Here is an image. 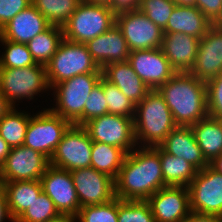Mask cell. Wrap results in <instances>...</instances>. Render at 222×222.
Returning a JSON list of instances; mask_svg holds the SVG:
<instances>
[{"mask_svg":"<svg viewBox=\"0 0 222 222\" xmlns=\"http://www.w3.org/2000/svg\"><path fill=\"white\" fill-rule=\"evenodd\" d=\"M118 222H155V220L147 201L118 198Z\"/></svg>","mask_w":222,"mask_h":222,"instance_id":"cell-35","label":"cell"},{"mask_svg":"<svg viewBox=\"0 0 222 222\" xmlns=\"http://www.w3.org/2000/svg\"><path fill=\"white\" fill-rule=\"evenodd\" d=\"M32 4V0H0V30L20 11Z\"/></svg>","mask_w":222,"mask_h":222,"instance_id":"cell-40","label":"cell"},{"mask_svg":"<svg viewBox=\"0 0 222 222\" xmlns=\"http://www.w3.org/2000/svg\"><path fill=\"white\" fill-rule=\"evenodd\" d=\"M83 127L92 142H100L123 149L127 154L136 147L134 117L105 114L86 122Z\"/></svg>","mask_w":222,"mask_h":222,"instance_id":"cell-9","label":"cell"},{"mask_svg":"<svg viewBox=\"0 0 222 222\" xmlns=\"http://www.w3.org/2000/svg\"><path fill=\"white\" fill-rule=\"evenodd\" d=\"M138 147L126 155L115 179V196L121 200L146 201L167 187L159 153L153 147Z\"/></svg>","mask_w":222,"mask_h":222,"instance_id":"cell-1","label":"cell"},{"mask_svg":"<svg viewBox=\"0 0 222 222\" xmlns=\"http://www.w3.org/2000/svg\"><path fill=\"white\" fill-rule=\"evenodd\" d=\"M72 124L50 109L31 116L23 146L37 151L49 159L54 154L64 133Z\"/></svg>","mask_w":222,"mask_h":222,"instance_id":"cell-8","label":"cell"},{"mask_svg":"<svg viewBox=\"0 0 222 222\" xmlns=\"http://www.w3.org/2000/svg\"><path fill=\"white\" fill-rule=\"evenodd\" d=\"M187 188L191 212L222 216V174L208 165Z\"/></svg>","mask_w":222,"mask_h":222,"instance_id":"cell-11","label":"cell"},{"mask_svg":"<svg viewBox=\"0 0 222 222\" xmlns=\"http://www.w3.org/2000/svg\"><path fill=\"white\" fill-rule=\"evenodd\" d=\"M79 222H118V198L110 202L81 207L76 221Z\"/></svg>","mask_w":222,"mask_h":222,"instance_id":"cell-36","label":"cell"},{"mask_svg":"<svg viewBox=\"0 0 222 222\" xmlns=\"http://www.w3.org/2000/svg\"><path fill=\"white\" fill-rule=\"evenodd\" d=\"M50 26L48 20L31 4L0 30V36L15 43L27 44Z\"/></svg>","mask_w":222,"mask_h":222,"instance_id":"cell-20","label":"cell"},{"mask_svg":"<svg viewBox=\"0 0 222 222\" xmlns=\"http://www.w3.org/2000/svg\"><path fill=\"white\" fill-rule=\"evenodd\" d=\"M191 128L203 157L210 164L222 154V120L207 116Z\"/></svg>","mask_w":222,"mask_h":222,"instance_id":"cell-26","label":"cell"},{"mask_svg":"<svg viewBox=\"0 0 222 222\" xmlns=\"http://www.w3.org/2000/svg\"><path fill=\"white\" fill-rule=\"evenodd\" d=\"M175 5L180 6H196L197 0H172Z\"/></svg>","mask_w":222,"mask_h":222,"instance_id":"cell-49","label":"cell"},{"mask_svg":"<svg viewBox=\"0 0 222 222\" xmlns=\"http://www.w3.org/2000/svg\"><path fill=\"white\" fill-rule=\"evenodd\" d=\"M10 215L15 222L42 192L40 180L8 181L1 184Z\"/></svg>","mask_w":222,"mask_h":222,"instance_id":"cell-25","label":"cell"},{"mask_svg":"<svg viewBox=\"0 0 222 222\" xmlns=\"http://www.w3.org/2000/svg\"><path fill=\"white\" fill-rule=\"evenodd\" d=\"M182 222H222V216L191 212V214Z\"/></svg>","mask_w":222,"mask_h":222,"instance_id":"cell-43","label":"cell"},{"mask_svg":"<svg viewBox=\"0 0 222 222\" xmlns=\"http://www.w3.org/2000/svg\"><path fill=\"white\" fill-rule=\"evenodd\" d=\"M209 165L217 172L222 174V154L216 157Z\"/></svg>","mask_w":222,"mask_h":222,"instance_id":"cell-47","label":"cell"},{"mask_svg":"<svg viewBox=\"0 0 222 222\" xmlns=\"http://www.w3.org/2000/svg\"><path fill=\"white\" fill-rule=\"evenodd\" d=\"M116 25L130 51L161 48L163 30L139 9L116 14Z\"/></svg>","mask_w":222,"mask_h":222,"instance_id":"cell-12","label":"cell"},{"mask_svg":"<svg viewBox=\"0 0 222 222\" xmlns=\"http://www.w3.org/2000/svg\"><path fill=\"white\" fill-rule=\"evenodd\" d=\"M63 39L62 27L51 25L48 29L31 39L27 46L34 61L37 64L46 65L58 50Z\"/></svg>","mask_w":222,"mask_h":222,"instance_id":"cell-29","label":"cell"},{"mask_svg":"<svg viewBox=\"0 0 222 222\" xmlns=\"http://www.w3.org/2000/svg\"><path fill=\"white\" fill-rule=\"evenodd\" d=\"M18 112L12 107L0 119V136L11 147L22 146L31 115Z\"/></svg>","mask_w":222,"mask_h":222,"instance_id":"cell-30","label":"cell"},{"mask_svg":"<svg viewBox=\"0 0 222 222\" xmlns=\"http://www.w3.org/2000/svg\"><path fill=\"white\" fill-rule=\"evenodd\" d=\"M146 201L150 204L155 222H182L191 214L186 186L161 188Z\"/></svg>","mask_w":222,"mask_h":222,"instance_id":"cell-17","label":"cell"},{"mask_svg":"<svg viewBox=\"0 0 222 222\" xmlns=\"http://www.w3.org/2000/svg\"><path fill=\"white\" fill-rule=\"evenodd\" d=\"M196 7L213 23L222 10V0H197Z\"/></svg>","mask_w":222,"mask_h":222,"instance_id":"cell-41","label":"cell"},{"mask_svg":"<svg viewBox=\"0 0 222 222\" xmlns=\"http://www.w3.org/2000/svg\"><path fill=\"white\" fill-rule=\"evenodd\" d=\"M208 116L222 120V73L206 82Z\"/></svg>","mask_w":222,"mask_h":222,"instance_id":"cell-39","label":"cell"},{"mask_svg":"<svg viewBox=\"0 0 222 222\" xmlns=\"http://www.w3.org/2000/svg\"><path fill=\"white\" fill-rule=\"evenodd\" d=\"M103 77L118 87L135 105L141 102L151 89L138 77L128 60L111 63L102 69Z\"/></svg>","mask_w":222,"mask_h":222,"instance_id":"cell-23","label":"cell"},{"mask_svg":"<svg viewBox=\"0 0 222 222\" xmlns=\"http://www.w3.org/2000/svg\"><path fill=\"white\" fill-rule=\"evenodd\" d=\"M42 191L61 215L76 217L81 208L71 172L49 166L40 179Z\"/></svg>","mask_w":222,"mask_h":222,"instance_id":"cell-15","label":"cell"},{"mask_svg":"<svg viewBox=\"0 0 222 222\" xmlns=\"http://www.w3.org/2000/svg\"><path fill=\"white\" fill-rule=\"evenodd\" d=\"M128 61L151 90H157L177 73L161 48L131 51Z\"/></svg>","mask_w":222,"mask_h":222,"instance_id":"cell-16","label":"cell"},{"mask_svg":"<svg viewBox=\"0 0 222 222\" xmlns=\"http://www.w3.org/2000/svg\"><path fill=\"white\" fill-rule=\"evenodd\" d=\"M5 52L0 58V68H26L36 64L27 44L15 43L0 36Z\"/></svg>","mask_w":222,"mask_h":222,"instance_id":"cell-32","label":"cell"},{"mask_svg":"<svg viewBox=\"0 0 222 222\" xmlns=\"http://www.w3.org/2000/svg\"><path fill=\"white\" fill-rule=\"evenodd\" d=\"M82 0H32L36 9L51 25L62 27Z\"/></svg>","mask_w":222,"mask_h":222,"instance_id":"cell-31","label":"cell"},{"mask_svg":"<svg viewBox=\"0 0 222 222\" xmlns=\"http://www.w3.org/2000/svg\"><path fill=\"white\" fill-rule=\"evenodd\" d=\"M50 166L45 155L25 146L11 148L0 166V184L8 181L40 180Z\"/></svg>","mask_w":222,"mask_h":222,"instance_id":"cell-13","label":"cell"},{"mask_svg":"<svg viewBox=\"0 0 222 222\" xmlns=\"http://www.w3.org/2000/svg\"><path fill=\"white\" fill-rule=\"evenodd\" d=\"M115 24L116 14L109 6L82 0L62 29L64 39L85 44Z\"/></svg>","mask_w":222,"mask_h":222,"instance_id":"cell-5","label":"cell"},{"mask_svg":"<svg viewBox=\"0 0 222 222\" xmlns=\"http://www.w3.org/2000/svg\"><path fill=\"white\" fill-rule=\"evenodd\" d=\"M140 0H111V10L115 13L132 11L139 8Z\"/></svg>","mask_w":222,"mask_h":222,"instance_id":"cell-42","label":"cell"},{"mask_svg":"<svg viewBox=\"0 0 222 222\" xmlns=\"http://www.w3.org/2000/svg\"><path fill=\"white\" fill-rule=\"evenodd\" d=\"M207 82L222 73V31L211 26L199 41L194 66L189 71Z\"/></svg>","mask_w":222,"mask_h":222,"instance_id":"cell-18","label":"cell"},{"mask_svg":"<svg viewBox=\"0 0 222 222\" xmlns=\"http://www.w3.org/2000/svg\"><path fill=\"white\" fill-rule=\"evenodd\" d=\"M212 26L222 31V10L216 20L212 23Z\"/></svg>","mask_w":222,"mask_h":222,"instance_id":"cell-50","label":"cell"},{"mask_svg":"<svg viewBox=\"0 0 222 222\" xmlns=\"http://www.w3.org/2000/svg\"><path fill=\"white\" fill-rule=\"evenodd\" d=\"M85 45L101 69L111 63L128 60L131 52L122 31L116 24L108 31L87 41Z\"/></svg>","mask_w":222,"mask_h":222,"instance_id":"cell-19","label":"cell"},{"mask_svg":"<svg viewBox=\"0 0 222 222\" xmlns=\"http://www.w3.org/2000/svg\"><path fill=\"white\" fill-rule=\"evenodd\" d=\"M160 147L170 155L185 159L198 171L209 165L202 155L190 126H176Z\"/></svg>","mask_w":222,"mask_h":222,"instance_id":"cell-21","label":"cell"},{"mask_svg":"<svg viewBox=\"0 0 222 222\" xmlns=\"http://www.w3.org/2000/svg\"><path fill=\"white\" fill-rule=\"evenodd\" d=\"M92 143L83 126L71 125L50 158V165L70 172L91 167Z\"/></svg>","mask_w":222,"mask_h":222,"instance_id":"cell-10","label":"cell"},{"mask_svg":"<svg viewBox=\"0 0 222 222\" xmlns=\"http://www.w3.org/2000/svg\"><path fill=\"white\" fill-rule=\"evenodd\" d=\"M172 112L158 90H151L135 107L134 132L137 145L158 147L176 127ZM147 143V144H146Z\"/></svg>","mask_w":222,"mask_h":222,"instance_id":"cell-3","label":"cell"},{"mask_svg":"<svg viewBox=\"0 0 222 222\" xmlns=\"http://www.w3.org/2000/svg\"><path fill=\"white\" fill-rule=\"evenodd\" d=\"M5 97L0 92V119L11 109Z\"/></svg>","mask_w":222,"mask_h":222,"instance_id":"cell-46","label":"cell"},{"mask_svg":"<svg viewBox=\"0 0 222 222\" xmlns=\"http://www.w3.org/2000/svg\"><path fill=\"white\" fill-rule=\"evenodd\" d=\"M90 3L111 6V0H84Z\"/></svg>","mask_w":222,"mask_h":222,"instance_id":"cell-51","label":"cell"},{"mask_svg":"<svg viewBox=\"0 0 222 222\" xmlns=\"http://www.w3.org/2000/svg\"><path fill=\"white\" fill-rule=\"evenodd\" d=\"M102 76V73L80 74L54 85L56 107L50 110L72 125L83 126L84 105Z\"/></svg>","mask_w":222,"mask_h":222,"instance_id":"cell-4","label":"cell"},{"mask_svg":"<svg viewBox=\"0 0 222 222\" xmlns=\"http://www.w3.org/2000/svg\"><path fill=\"white\" fill-rule=\"evenodd\" d=\"M103 92L106 97L108 114L125 117L135 116L136 105L130 101L121 90L103 77Z\"/></svg>","mask_w":222,"mask_h":222,"instance_id":"cell-34","label":"cell"},{"mask_svg":"<svg viewBox=\"0 0 222 222\" xmlns=\"http://www.w3.org/2000/svg\"><path fill=\"white\" fill-rule=\"evenodd\" d=\"M60 216L54 202L42 191L15 222H48Z\"/></svg>","mask_w":222,"mask_h":222,"instance_id":"cell-33","label":"cell"},{"mask_svg":"<svg viewBox=\"0 0 222 222\" xmlns=\"http://www.w3.org/2000/svg\"><path fill=\"white\" fill-rule=\"evenodd\" d=\"M175 6L172 0H140L138 9L163 30Z\"/></svg>","mask_w":222,"mask_h":222,"instance_id":"cell-37","label":"cell"},{"mask_svg":"<svg viewBox=\"0 0 222 222\" xmlns=\"http://www.w3.org/2000/svg\"><path fill=\"white\" fill-rule=\"evenodd\" d=\"M177 126H192L208 116L206 82L189 72H177L158 89Z\"/></svg>","mask_w":222,"mask_h":222,"instance_id":"cell-2","label":"cell"},{"mask_svg":"<svg viewBox=\"0 0 222 222\" xmlns=\"http://www.w3.org/2000/svg\"><path fill=\"white\" fill-rule=\"evenodd\" d=\"M160 155L161 169L166 186H188L198 170L185 159L166 153L160 146L153 147Z\"/></svg>","mask_w":222,"mask_h":222,"instance_id":"cell-27","label":"cell"},{"mask_svg":"<svg viewBox=\"0 0 222 222\" xmlns=\"http://www.w3.org/2000/svg\"><path fill=\"white\" fill-rule=\"evenodd\" d=\"M76 217L70 215H61L60 217L48 222H76Z\"/></svg>","mask_w":222,"mask_h":222,"instance_id":"cell-48","label":"cell"},{"mask_svg":"<svg viewBox=\"0 0 222 222\" xmlns=\"http://www.w3.org/2000/svg\"><path fill=\"white\" fill-rule=\"evenodd\" d=\"M11 151V147L0 136V166L7 159L8 154Z\"/></svg>","mask_w":222,"mask_h":222,"instance_id":"cell-45","label":"cell"},{"mask_svg":"<svg viewBox=\"0 0 222 222\" xmlns=\"http://www.w3.org/2000/svg\"><path fill=\"white\" fill-rule=\"evenodd\" d=\"M49 87L45 65L26 68H0V92L11 107L21 99H33ZM16 100V101H15Z\"/></svg>","mask_w":222,"mask_h":222,"instance_id":"cell-7","label":"cell"},{"mask_svg":"<svg viewBox=\"0 0 222 222\" xmlns=\"http://www.w3.org/2000/svg\"><path fill=\"white\" fill-rule=\"evenodd\" d=\"M212 23L196 6L176 5L163 34L182 33L201 39Z\"/></svg>","mask_w":222,"mask_h":222,"instance_id":"cell-24","label":"cell"},{"mask_svg":"<svg viewBox=\"0 0 222 222\" xmlns=\"http://www.w3.org/2000/svg\"><path fill=\"white\" fill-rule=\"evenodd\" d=\"M105 114H108V106L106 102V97L103 92V76H102L100 82L91 91L84 105L83 125L89 120Z\"/></svg>","mask_w":222,"mask_h":222,"instance_id":"cell-38","label":"cell"},{"mask_svg":"<svg viewBox=\"0 0 222 222\" xmlns=\"http://www.w3.org/2000/svg\"><path fill=\"white\" fill-rule=\"evenodd\" d=\"M199 41L182 33L163 34L161 49L176 72H189L194 66Z\"/></svg>","mask_w":222,"mask_h":222,"instance_id":"cell-22","label":"cell"},{"mask_svg":"<svg viewBox=\"0 0 222 222\" xmlns=\"http://www.w3.org/2000/svg\"><path fill=\"white\" fill-rule=\"evenodd\" d=\"M50 89L64 80L86 73H102L83 43L63 39L52 59L45 65Z\"/></svg>","mask_w":222,"mask_h":222,"instance_id":"cell-6","label":"cell"},{"mask_svg":"<svg viewBox=\"0 0 222 222\" xmlns=\"http://www.w3.org/2000/svg\"><path fill=\"white\" fill-rule=\"evenodd\" d=\"M5 218H8L10 221L14 222L8 209L5 190L0 184V222H5Z\"/></svg>","mask_w":222,"mask_h":222,"instance_id":"cell-44","label":"cell"},{"mask_svg":"<svg viewBox=\"0 0 222 222\" xmlns=\"http://www.w3.org/2000/svg\"><path fill=\"white\" fill-rule=\"evenodd\" d=\"M81 207L110 202L115 196V179L92 167L71 171Z\"/></svg>","mask_w":222,"mask_h":222,"instance_id":"cell-14","label":"cell"},{"mask_svg":"<svg viewBox=\"0 0 222 222\" xmlns=\"http://www.w3.org/2000/svg\"><path fill=\"white\" fill-rule=\"evenodd\" d=\"M127 153L118 147L93 142L91 148V167L116 179Z\"/></svg>","mask_w":222,"mask_h":222,"instance_id":"cell-28","label":"cell"}]
</instances>
